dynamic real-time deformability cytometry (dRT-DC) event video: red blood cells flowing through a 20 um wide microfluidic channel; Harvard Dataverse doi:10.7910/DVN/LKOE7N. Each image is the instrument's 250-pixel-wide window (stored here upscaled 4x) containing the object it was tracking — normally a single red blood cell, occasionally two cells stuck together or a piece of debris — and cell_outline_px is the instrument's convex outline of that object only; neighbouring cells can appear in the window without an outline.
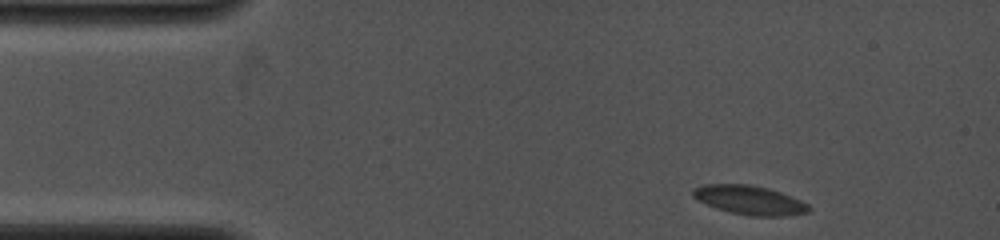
{"species": "common noctule bat (a hibernating species)", "species_latin": "Nyctalus noctula", "temperature_condition": "cold", "stored_images_in_passage": 22, "camera_frame_rate_fps": 4000, "um_per_image_px": 0.085, "animal": {"sex": "female", "body_mass_g": 19.0, "forearm_length_mm": 53.3}, "frame": {"image": 1, "passage_image": 1, "time_ms": 0.0, "image_size_px": [1000, 240], "cell_outline_px": [[812, 208], [808, 212], [784, 216], [752, 216], [732, 212], [716, 208], [692, 196], [692, 188], [704, 184], [752, 184], [768, 188], [792, 196], [808, 204]], "centroid_in_image_um": [63.73, 16.99], "position_along_channel_um": 21.3, "area_um2": 19.54}}
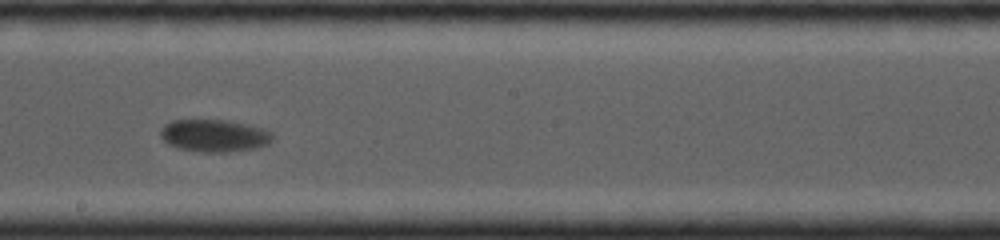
{"frame": {"image": 2, "passage_image": 13, "time_ms": 7.0, "image_size_px": [1000, 240], "cell_outline_px": [[272, 140], [268, 144], [256, 148], [224, 152], [204, 152], [180, 148], [168, 144], [160, 136], [160, 128], [164, 124], [172, 120], [228, 120], [260, 128], [272, 132]], "centroid_in_image_um": [18.18, 11.52], "position_along_channel_um": 230.0, "area_um2": 20.98}}
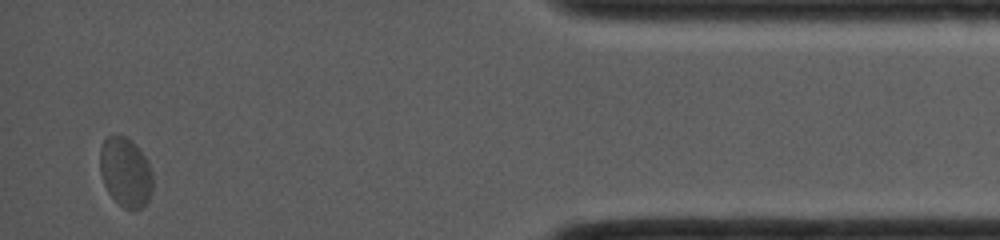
{"frame": {"image": 3, "passage_image": 22, "time_ms": 13.0, "image_size_px": [1000, 240], "cell_outline_px": [[152, 192], [148, 200], [140, 208], [124, 208], [108, 192], [104, 184], [100, 172], [100, 148], [104, 140], [108, 136], [116, 132], [132, 140], [140, 148], [152, 172]], "centroid_in_image_um": [10.66, 14.57], "position_along_channel_um": 424.5, "area_um2": 21.39}}